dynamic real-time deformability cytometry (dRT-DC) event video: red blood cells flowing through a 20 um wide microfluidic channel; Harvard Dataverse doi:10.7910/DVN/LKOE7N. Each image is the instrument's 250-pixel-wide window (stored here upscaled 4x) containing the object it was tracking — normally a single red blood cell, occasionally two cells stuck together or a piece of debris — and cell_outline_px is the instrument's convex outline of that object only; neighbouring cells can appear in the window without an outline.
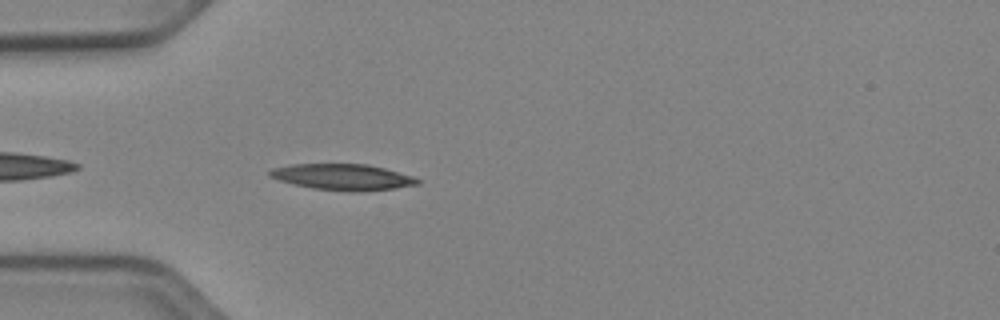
{"species": "Egyptian fruit bat (a non-hibernating species)", "species_latin": "Rousettus aegyptiacus", "temperature_condition": "cold", "stored_images_in_passage": 8, "camera_frame_rate_fps": 3000, "um_per_image_px": 0.085, "animal": {"sex": "female"}, "frame": {"image": 1, "passage_image": 3, "time_ms": 0.667, "image_size_px": [1000, 320], "cell_outline_px": [[420, 184], [396, 188], [312, 188], [280, 180], [268, 176], [268, 172], [272, 168], [292, 164], [368, 164], [384, 168], [412, 176], [420, 180]], "centroid_in_image_um": [29.08, 14.98], "position_along_channel_um": 55.9, "area_um2": 21.1}}
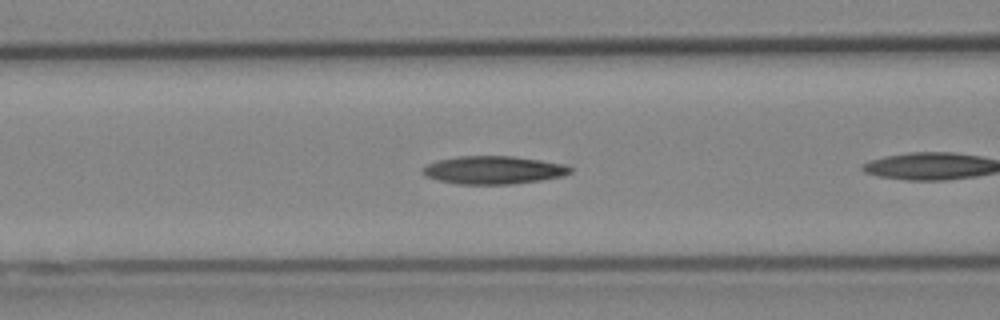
{"frame": {"image": 2, "passage_image": 6, "time_ms": 1.667, "image_size_px": [1000, 320], "cell_outline_px": [[572, 172], [564, 176], [540, 180], [512, 184], [456, 184], [436, 180], [424, 176], [420, 172], [420, 168], [436, 160], [460, 156], [512, 156], [540, 160], [564, 164], [572, 168]], "centroid_in_image_um": [41.89, 14.45], "position_along_channel_um": 124.7, "area_um2": 24.33}}